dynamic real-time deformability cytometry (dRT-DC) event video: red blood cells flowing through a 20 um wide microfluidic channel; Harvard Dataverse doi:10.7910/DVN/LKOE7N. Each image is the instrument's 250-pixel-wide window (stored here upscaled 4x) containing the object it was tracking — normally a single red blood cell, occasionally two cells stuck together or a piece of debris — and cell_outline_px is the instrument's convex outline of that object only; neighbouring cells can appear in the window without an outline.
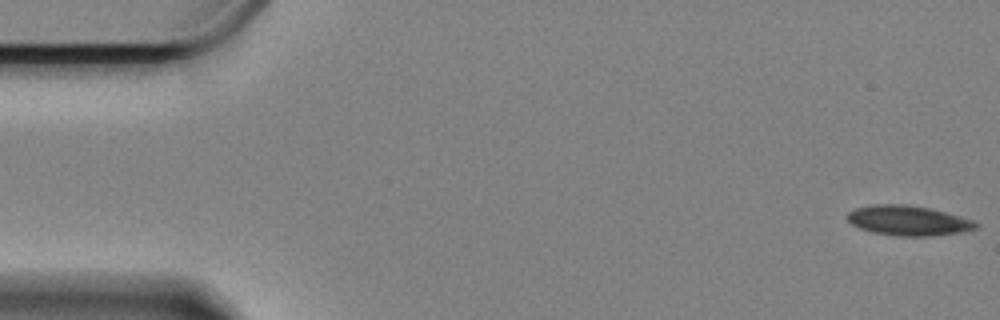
{"species": "Egyptian fruit bat (a non-hibernating species)", "species_latin": "Rousettus aegyptiacus", "temperature_condition": "cold", "stored_images_in_passage": 11, "camera_frame_rate_fps": 3000, "um_per_image_px": 0.085, "animal": {"sex": "female"}, "frame": {"image": 1, "passage_image": 1, "time_ms": 0.0, "image_size_px": [1000, 320], "cell_outline_px": [[980, 224], [976, 228], [960, 232], [932, 236], [900, 236], [872, 232], [860, 228], [852, 224], [848, 220], [848, 212], [856, 208], [876, 204], [904, 204], [928, 208], [960, 216], [972, 220]], "centroid_in_image_um": [77.2, 18.75], "position_along_channel_um": 7.8, "area_um2": 22.14}}